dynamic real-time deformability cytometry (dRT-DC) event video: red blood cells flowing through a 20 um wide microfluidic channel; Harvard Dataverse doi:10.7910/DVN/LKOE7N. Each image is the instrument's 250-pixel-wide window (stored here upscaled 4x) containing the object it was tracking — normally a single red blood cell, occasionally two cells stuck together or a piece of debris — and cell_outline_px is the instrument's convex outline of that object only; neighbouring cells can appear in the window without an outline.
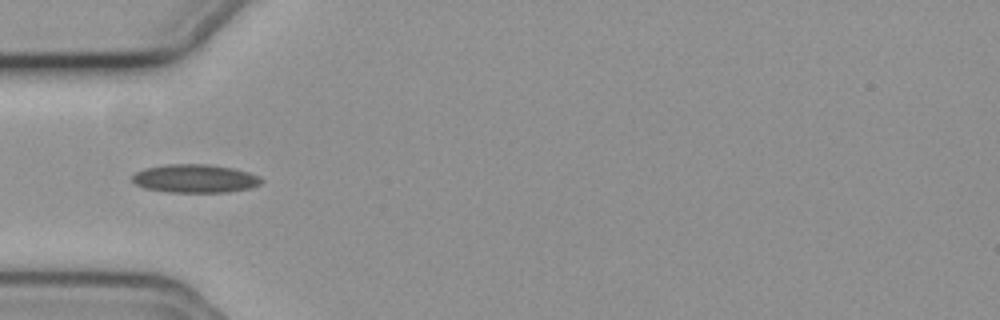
{"species": "common noctule bat (a hibernating species)", "species_latin": "Nyctalus noctula", "temperature_condition": "cold", "stored_images_in_passage": 3, "camera_frame_rate_fps": 3000, "um_per_image_px": 0.085, "animal": {"sex": "female", "body_mass_g": 19.3, "forearm_length_mm": 54.1}, "frame": {"image": 1, "passage_image": 1, "time_ms": 0.0, "image_size_px": [1000, 320], "cell_outline_px": [[264, 180], [260, 184], [252, 188], [228, 192], [168, 192], [144, 188], [136, 184], [132, 180], [132, 176], [136, 172], [144, 168], [168, 164], [208, 164], [232, 168], [248, 172], [260, 176]], "centroid_in_image_um": [16.6, 15.18], "position_along_channel_um": 68.4, "area_um2": 21.44}}